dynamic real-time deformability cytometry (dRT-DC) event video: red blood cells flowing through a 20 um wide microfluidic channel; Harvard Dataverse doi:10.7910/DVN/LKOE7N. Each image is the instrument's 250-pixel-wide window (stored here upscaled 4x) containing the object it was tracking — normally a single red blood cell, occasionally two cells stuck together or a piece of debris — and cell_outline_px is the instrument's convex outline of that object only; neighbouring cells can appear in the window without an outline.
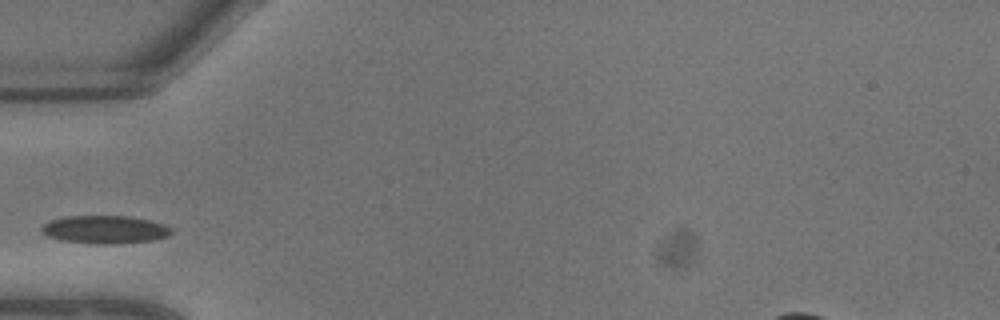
{"species": "common noctule bat (a hibernating species)", "species_latin": "Nyctalus noctula", "temperature_condition": "warm", "stored_images_in_passage": 3, "camera_frame_rate_fps": 3000, "um_per_image_px": 0.085, "animal": {"sex": "male", "body_mass_g": 13.3}, "frame": {"image": 1, "passage_image": 1, "time_ms": 0.0, "image_size_px": [1000, 320], "cell_outline_px": [[172, 232], [168, 236], [152, 240], [116, 244], [96, 244], [60, 240], [48, 236], [40, 232], [40, 228], [44, 224], [52, 220], [64, 216], [128, 216], [152, 220], [164, 224], [172, 228]], "centroid_in_image_um": [8.92, 19.51], "position_along_channel_um": 76.1, "area_um2": 21.33}}